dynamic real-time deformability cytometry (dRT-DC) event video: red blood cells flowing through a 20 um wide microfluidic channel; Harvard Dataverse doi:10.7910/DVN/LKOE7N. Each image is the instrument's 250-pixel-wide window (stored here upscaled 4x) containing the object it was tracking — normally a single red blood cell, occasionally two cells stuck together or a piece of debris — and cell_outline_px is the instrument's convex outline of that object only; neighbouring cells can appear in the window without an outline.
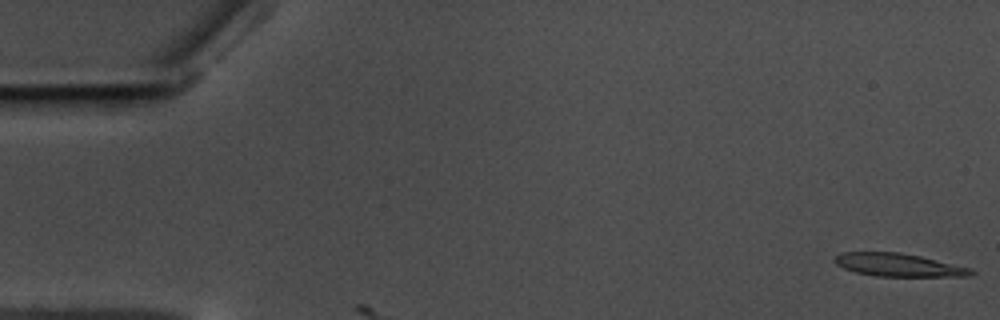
{"species": "common noctule bat (a hibernating species)", "species_latin": "Nyctalus noctula", "temperature_condition": "warm", "stored_images_in_passage": 3, "camera_frame_rate_fps": 3000, "um_per_image_px": 0.085, "animal": {"sex": "male", "body_mass_g": 17.5, "forearm_length_mm": 52.3}, "frame": {"image": 1, "passage_image": 1, "time_ms": 0.0, "image_size_px": [1000, 320], "cell_outline_px": [[976, 272], [972, 276], [876, 276], [856, 272], [844, 268], [836, 264], [832, 260], [840, 252], [900, 252], [920, 256], [972, 268]], "centroid_in_image_um": [76.38, 22.52], "position_along_channel_um": 8.6, "area_um2": 18.32}}